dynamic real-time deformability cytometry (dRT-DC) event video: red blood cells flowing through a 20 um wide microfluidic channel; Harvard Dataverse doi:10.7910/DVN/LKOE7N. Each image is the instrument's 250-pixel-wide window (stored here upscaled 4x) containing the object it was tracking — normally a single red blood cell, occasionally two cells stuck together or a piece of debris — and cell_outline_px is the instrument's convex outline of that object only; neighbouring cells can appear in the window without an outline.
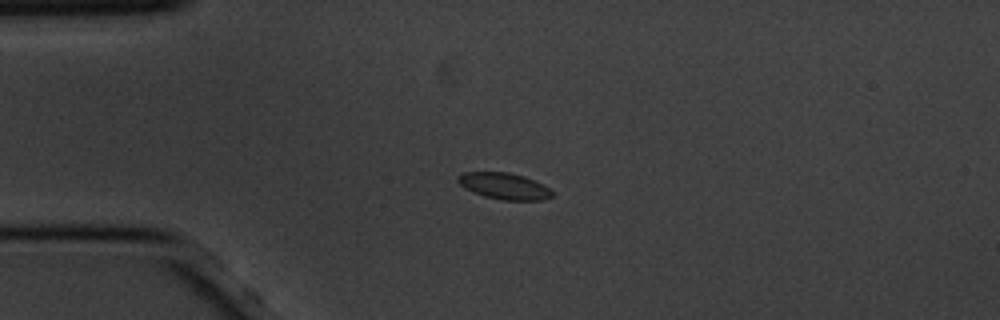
{"species": "common noctule bat (a hibernating species)", "species_latin": "Nyctalus noctula", "temperature_condition": "cold", "stored_images_in_passage": 4, "camera_frame_rate_fps": 3000, "um_per_image_px": 0.085, "animal": {"sex": "male", "body_mass_g": 20.1, "forearm_length_mm": 53.5}, "frame": {"image": 1, "passage_image": 1, "time_ms": 0.0, "image_size_px": [1000, 320], "cell_outline_px": [[552, 196], [544, 200], [504, 200], [484, 196], [472, 192], [464, 188], [456, 180], [456, 176], [464, 172], [508, 172], [524, 176], [544, 184], [552, 192]], "centroid_in_image_um": [42.83, 15.81], "position_along_channel_um": 42.2, "area_um2": 14.57}}